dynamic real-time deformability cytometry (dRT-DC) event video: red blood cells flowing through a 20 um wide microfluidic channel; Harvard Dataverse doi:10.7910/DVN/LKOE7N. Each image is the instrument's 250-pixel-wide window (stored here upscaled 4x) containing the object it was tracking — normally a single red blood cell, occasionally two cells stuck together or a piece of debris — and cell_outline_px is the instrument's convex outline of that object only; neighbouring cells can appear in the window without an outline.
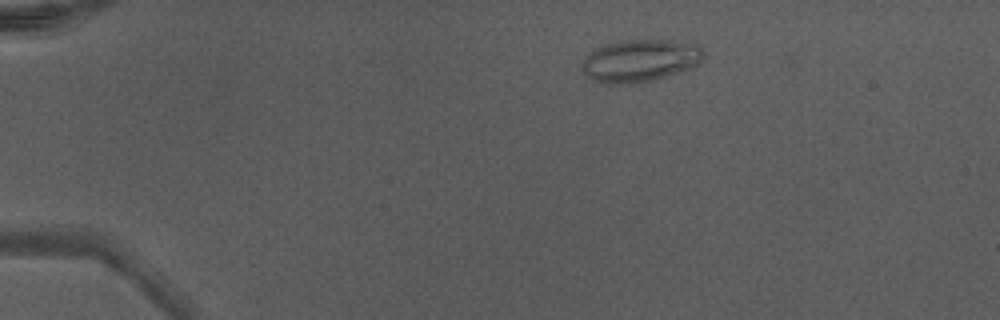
{"species": "Egyptian fruit bat (a non-hibernating species)", "species_latin": "Rousettus aegyptiacus", "temperature_condition": "warm", "stored_images_in_passage": 6, "camera_frame_rate_fps": 3000, "um_per_image_px": 0.085, "animal": {"sex": "male"}, "frame": {"image": 1, "passage_image": 1, "time_ms": 0.0, "image_size_px": [1000, 320], "cell_outline_px": [[704, 56], [692, 68], [656, 80], [636, 84], [608, 84], [592, 80], [580, 68], [580, 64], [584, 56], [596, 48], [604, 44], [620, 40], [668, 40], [696, 44], [704, 52]], "centroid_in_image_um": [54.36, 5.17], "position_along_channel_um": 30.6, "area_um2": 30.46}}